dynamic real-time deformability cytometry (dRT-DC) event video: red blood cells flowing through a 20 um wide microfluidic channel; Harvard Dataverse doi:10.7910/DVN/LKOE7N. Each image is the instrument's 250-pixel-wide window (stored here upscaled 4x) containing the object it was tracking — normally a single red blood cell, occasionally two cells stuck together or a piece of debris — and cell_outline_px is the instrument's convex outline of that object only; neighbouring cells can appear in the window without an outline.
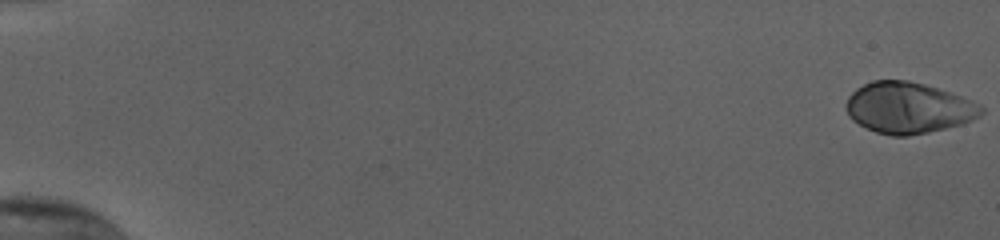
{"species": "human", "species_latin": "Homo sapiens", "temperature_condition": "cold", "stored_images_in_passage": 16, "camera_frame_rate_fps": 3000, "um_per_image_px": 0.085, "donor": {"sex": "female"}, "frame": {"image": 1, "passage_image": 1, "time_ms": 0.0, "image_size_px": [1000, 240], "cell_outline_px": [[984, 112], [980, 116], [972, 120], [960, 124], [928, 132], [908, 136], [892, 136], [876, 132], [852, 120], [848, 116], [844, 104], [848, 96], [856, 88], [872, 80], [908, 80], [924, 84], [972, 100], [980, 104], [984, 108]], "centroid_in_image_um": [77.19, 9.16], "position_along_channel_um": 7.8, "area_um2": 40.23}}